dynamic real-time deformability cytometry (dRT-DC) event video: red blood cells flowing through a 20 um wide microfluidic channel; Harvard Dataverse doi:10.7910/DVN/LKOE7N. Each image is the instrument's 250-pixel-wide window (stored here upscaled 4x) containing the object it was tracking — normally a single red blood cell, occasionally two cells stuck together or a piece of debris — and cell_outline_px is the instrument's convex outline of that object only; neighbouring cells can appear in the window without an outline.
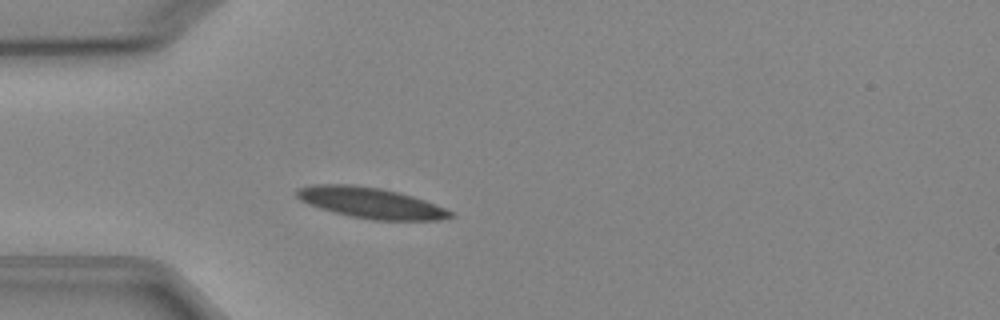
{"species": "Egyptian fruit bat (a non-hibernating species)", "species_latin": "Rousettus aegyptiacus", "temperature_condition": "cold", "stored_images_in_passage": 3, "camera_frame_rate_fps": 3000, "um_per_image_px": 0.085, "animal": {"sex": "female"}, "frame": {"image": 1, "passage_image": 3, "time_ms": 2.333, "image_size_px": [1000, 320], "cell_outline_px": [[456, 216], [440, 220], [372, 220], [352, 216], [320, 208], [308, 204], [300, 200], [296, 196], [296, 188], [312, 184], [352, 184], [380, 188], [412, 196], [424, 200], [444, 208], [452, 212]], "centroid_in_image_um": [31.49, 17.24], "position_along_channel_um": 53.5, "area_um2": 27.4}}